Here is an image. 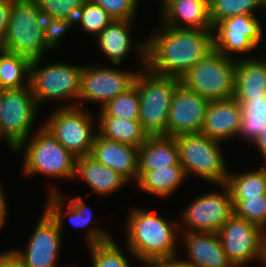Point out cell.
Segmentation results:
<instances>
[{"mask_svg":"<svg viewBox=\"0 0 266 267\" xmlns=\"http://www.w3.org/2000/svg\"><path fill=\"white\" fill-rule=\"evenodd\" d=\"M146 39V65L152 73L181 77L213 51V29H180L159 24Z\"/></svg>","mask_w":266,"mask_h":267,"instance_id":"1","label":"cell"},{"mask_svg":"<svg viewBox=\"0 0 266 267\" xmlns=\"http://www.w3.org/2000/svg\"><path fill=\"white\" fill-rule=\"evenodd\" d=\"M126 216V249L134 259L144 262L150 259L178 256L177 237L179 222L144 208H129ZM178 230V231H177ZM178 253V254H177Z\"/></svg>","mask_w":266,"mask_h":267,"instance_id":"2","label":"cell"},{"mask_svg":"<svg viewBox=\"0 0 266 267\" xmlns=\"http://www.w3.org/2000/svg\"><path fill=\"white\" fill-rule=\"evenodd\" d=\"M37 130L14 150V153L24 152V174L30 177L46 175L57 180L67 178L73 181L77 158L66 150L43 124Z\"/></svg>","mask_w":266,"mask_h":267,"instance_id":"3","label":"cell"},{"mask_svg":"<svg viewBox=\"0 0 266 267\" xmlns=\"http://www.w3.org/2000/svg\"><path fill=\"white\" fill-rule=\"evenodd\" d=\"M179 78L162 76L141 68L134 80L139 95V122L149 136H167L171 98Z\"/></svg>","mask_w":266,"mask_h":267,"instance_id":"4","label":"cell"},{"mask_svg":"<svg viewBox=\"0 0 266 267\" xmlns=\"http://www.w3.org/2000/svg\"><path fill=\"white\" fill-rule=\"evenodd\" d=\"M43 14L34 0H14L8 27L1 45L4 51L25 56L31 61L41 59L46 50Z\"/></svg>","mask_w":266,"mask_h":267,"instance_id":"5","label":"cell"},{"mask_svg":"<svg viewBox=\"0 0 266 267\" xmlns=\"http://www.w3.org/2000/svg\"><path fill=\"white\" fill-rule=\"evenodd\" d=\"M175 141L179 151V163L186 178L196 175L208 183L225 184L229 169L224 157L226 154L222 151V142L201 133L180 134L175 136Z\"/></svg>","mask_w":266,"mask_h":267,"instance_id":"6","label":"cell"},{"mask_svg":"<svg viewBox=\"0 0 266 267\" xmlns=\"http://www.w3.org/2000/svg\"><path fill=\"white\" fill-rule=\"evenodd\" d=\"M41 60H32L30 64V87L38 107L45 101L58 102L59 99L67 101L59 107H78L83 65L55 61L42 67Z\"/></svg>","mask_w":266,"mask_h":267,"instance_id":"7","label":"cell"},{"mask_svg":"<svg viewBox=\"0 0 266 267\" xmlns=\"http://www.w3.org/2000/svg\"><path fill=\"white\" fill-rule=\"evenodd\" d=\"M236 60L213 50L180 79L185 87L208 100L234 97Z\"/></svg>","mask_w":266,"mask_h":267,"instance_id":"8","label":"cell"},{"mask_svg":"<svg viewBox=\"0 0 266 267\" xmlns=\"http://www.w3.org/2000/svg\"><path fill=\"white\" fill-rule=\"evenodd\" d=\"M58 106L42 124L76 158L89 156L97 134L91 111H86L84 107ZM95 129L96 132L93 131Z\"/></svg>","mask_w":266,"mask_h":267,"instance_id":"9","label":"cell"},{"mask_svg":"<svg viewBox=\"0 0 266 267\" xmlns=\"http://www.w3.org/2000/svg\"><path fill=\"white\" fill-rule=\"evenodd\" d=\"M39 109L30 86L1 90L0 141L12 152L31 136Z\"/></svg>","mask_w":266,"mask_h":267,"instance_id":"10","label":"cell"},{"mask_svg":"<svg viewBox=\"0 0 266 267\" xmlns=\"http://www.w3.org/2000/svg\"><path fill=\"white\" fill-rule=\"evenodd\" d=\"M217 234L225 254L235 267H244L256 259L265 266L266 232L259 226L233 214Z\"/></svg>","mask_w":266,"mask_h":267,"instance_id":"11","label":"cell"},{"mask_svg":"<svg viewBox=\"0 0 266 267\" xmlns=\"http://www.w3.org/2000/svg\"><path fill=\"white\" fill-rule=\"evenodd\" d=\"M258 18L253 15L240 14L215 23L213 25V50L235 60L240 58L235 57L239 54H243L244 58V54H251L263 44L265 35L263 24Z\"/></svg>","mask_w":266,"mask_h":267,"instance_id":"12","label":"cell"},{"mask_svg":"<svg viewBox=\"0 0 266 267\" xmlns=\"http://www.w3.org/2000/svg\"><path fill=\"white\" fill-rule=\"evenodd\" d=\"M216 186H220L221 190L195 197L186 208L182 209L180 221L178 220L181 222L180 232L217 233L234 214V205L228 188L224 184Z\"/></svg>","mask_w":266,"mask_h":267,"instance_id":"13","label":"cell"},{"mask_svg":"<svg viewBox=\"0 0 266 267\" xmlns=\"http://www.w3.org/2000/svg\"><path fill=\"white\" fill-rule=\"evenodd\" d=\"M138 71L122 70L117 66L83 65L80 77L78 107L81 102L99 103L101 109L111 99L125 93L134 85ZM81 101V102H79Z\"/></svg>","mask_w":266,"mask_h":267,"instance_id":"14","label":"cell"},{"mask_svg":"<svg viewBox=\"0 0 266 267\" xmlns=\"http://www.w3.org/2000/svg\"><path fill=\"white\" fill-rule=\"evenodd\" d=\"M28 240L26 251L12 248L24 267H58L62 233L57 222L44 209Z\"/></svg>","mask_w":266,"mask_h":267,"instance_id":"15","label":"cell"},{"mask_svg":"<svg viewBox=\"0 0 266 267\" xmlns=\"http://www.w3.org/2000/svg\"><path fill=\"white\" fill-rule=\"evenodd\" d=\"M210 100L179 83L171 98L167 136L200 133Z\"/></svg>","mask_w":266,"mask_h":267,"instance_id":"16","label":"cell"},{"mask_svg":"<svg viewBox=\"0 0 266 267\" xmlns=\"http://www.w3.org/2000/svg\"><path fill=\"white\" fill-rule=\"evenodd\" d=\"M133 20H113L94 39L101 53L110 60L113 65H121L123 60L133 52H137L135 58H139V65H146V39L133 43L130 26ZM135 48V49H134ZM130 52V53H129ZM139 53V54H138Z\"/></svg>","mask_w":266,"mask_h":267,"instance_id":"17","label":"cell"},{"mask_svg":"<svg viewBox=\"0 0 266 267\" xmlns=\"http://www.w3.org/2000/svg\"><path fill=\"white\" fill-rule=\"evenodd\" d=\"M241 121L242 106L234 97L210 100L200 133L223 143L238 138Z\"/></svg>","mask_w":266,"mask_h":267,"instance_id":"18","label":"cell"},{"mask_svg":"<svg viewBox=\"0 0 266 267\" xmlns=\"http://www.w3.org/2000/svg\"><path fill=\"white\" fill-rule=\"evenodd\" d=\"M162 25L180 29H213L209 0H160Z\"/></svg>","mask_w":266,"mask_h":267,"instance_id":"19","label":"cell"},{"mask_svg":"<svg viewBox=\"0 0 266 267\" xmlns=\"http://www.w3.org/2000/svg\"><path fill=\"white\" fill-rule=\"evenodd\" d=\"M95 161L120 173L129 182L138 180V148L95 136L90 155Z\"/></svg>","mask_w":266,"mask_h":267,"instance_id":"20","label":"cell"},{"mask_svg":"<svg viewBox=\"0 0 266 267\" xmlns=\"http://www.w3.org/2000/svg\"><path fill=\"white\" fill-rule=\"evenodd\" d=\"M180 241L187 249L189 259H183L189 267H235L223 250L217 233L180 232Z\"/></svg>","mask_w":266,"mask_h":267,"instance_id":"21","label":"cell"},{"mask_svg":"<svg viewBox=\"0 0 266 267\" xmlns=\"http://www.w3.org/2000/svg\"><path fill=\"white\" fill-rule=\"evenodd\" d=\"M248 57L236 59L234 98L241 106L266 96V66L260 57Z\"/></svg>","mask_w":266,"mask_h":267,"instance_id":"22","label":"cell"},{"mask_svg":"<svg viewBox=\"0 0 266 267\" xmlns=\"http://www.w3.org/2000/svg\"><path fill=\"white\" fill-rule=\"evenodd\" d=\"M78 178H81L92 192L103 197L109 196L130 183L120 173L98 163L91 156L77 158L74 179Z\"/></svg>","mask_w":266,"mask_h":267,"instance_id":"23","label":"cell"},{"mask_svg":"<svg viewBox=\"0 0 266 267\" xmlns=\"http://www.w3.org/2000/svg\"><path fill=\"white\" fill-rule=\"evenodd\" d=\"M172 165H181L175 137L149 136L138 148V179L147 171Z\"/></svg>","mask_w":266,"mask_h":267,"instance_id":"24","label":"cell"},{"mask_svg":"<svg viewBox=\"0 0 266 267\" xmlns=\"http://www.w3.org/2000/svg\"><path fill=\"white\" fill-rule=\"evenodd\" d=\"M58 186L52 185L48 191L45 210L50 214V216L57 222L61 233L63 230L64 217L68 216V220L74 227L77 228H85L92 223L93 215L92 210L89 207V204L83 200L81 196H76L74 198H70L68 202L65 203L62 196V192L60 193ZM65 203V204H64ZM65 205V206H64ZM67 210H66V209ZM68 214V215H67Z\"/></svg>","mask_w":266,"mask_h":267,"instance_id":"25","label":"cell"},{"mask_svg":"<svg viewBox=\"0 0 266 267\" xmlns=\"http://www.w3.org/2000/svg\"><path fill=\"white\" fill-rule=\"evenodd\" d=\"M86 232L85 240L90 249L92 267H131L128 257L126 258L120 246L107 231L93 226Z\"/></svg>","mask_w":266,"mask_h":267,"instance_id":"26","label":"cell"},{"mask_svg":"<svg viewBox=\"0 0 266 267\" xmlns=\"http://www.w3.org/2000/svg\"><path fill=\"white\" fill-rule=\"evenodd\" d=\"M184 180L186 176L183 167L172 165L145 172L135 184L137 183L136 186L138 185L143 192L164 199L170 197Z\"/></svg>","mask_w":266,"mask_h":267,"instance_id":"27","label":"cell"},{"mask_svg":"<svg viewBox=\"0 0 266 267\" xmlns=\"http://www.w3.org/2000/svg\"><path fill=\"white\" fill-rule=\"evenodd\" d=\"M97 133L105 139L139 148L149 137L139 120L117 117H99Z\"/></svg>","mask_w":266,"mask_h":267,"instance_id":"28","label":"cell"},{"mask_svg":"<svg viewBox=\"0 0 266 267\" xmlns=\"http://www.w3.org/2000/svg\"><path fill=\"white\" fill-rule=\"evenodd\" d=\"M224 185L229 190L231 200L266 194V165L241 173L229 171Z\"/></svg>","mask_w":266,"mask_h":267,"instance_id":"29","label":"cell"},{"mask_svg":"<svg viewBox=\"0 0 266 267\" xmlns=\"http://www.w3.org/2000/svg\"><path fill=\"white\" fill-rule=\"evenodd\" d=\"M31 62L25 56L3 50L0 53V89H20L30 86Z\"/></svg>","mask_w":266,"mask_h":267,"instance_id":"30","label":"cell"},{"mask_svg":"<svg viewBox=\"0 0 266 267\" xmlns=\"http://www.w3.org/2000/svg\"><path fill=\"white\" fill-rule=\"evenodd\" d=\"M265 126L266 96L248 100L242 106V121L238 138L248 142V144H252Z\"/></svg>","mask_w":266,"mask_h":267,"instance_id":"31","label":"cell"},{"mask_svg":"<svg viewBox=\"0 0 266 267\" xmlns=\"http://www.w3.org/2000/svg\"><path fill=\"white\" fill-rule=\"evenodd\" d=\"M262 7L266 8V0H209V17L214 25L240 14L256 16V11Z\"/></svg>","mask_w":266,"mask_h":267,"instance_id":"32","label":"cell"},{"mask_svg":"<svg viewBox=\"0 0 266 267\" xmlns=\"http://www.w3.org/2000/svg\"><path fill=\"white\" fill-rule=\"evenodd\" d=\"M98 117H117L130 120L139 119V95L135 85L105 104Z\"/></svg>","mask_w":266,"mask_h":267,"instance_id":"33","label":"cell"},{"mask_svg":"<svg viewBox=\"0 0 266 267\" xmlns=\"http://www.w3.org/2000/svg\"><path fill=\"white\" fill-rule=\"evenodd\" d=\"M113 20L102 7L87 0L79 10L75 25H80L94 39Z\"/></svg>","mask_w":266,"mask_h":267,"instance_id":"34","label":"cell"},{"mask_svg":"<svg viewBox=\"0 0 266 267\" xmlns=\"http://www.w3.org/2000/svg\"><path fill=\"white\" fill-rule=\"evenodd\" d=\"M234 214L250 223L256 224L266 232V194L232 200Z\"/></svg>","mask_w":266,"mask_h":267,"instance_id":"35","label":"cell"},{"mask_svg":"<svg viewBox=\"0 0 266 267\" xmlns=\"http://www.w3.org/2000/svg\"><path fill=\"white\" fill-rule=\"evenodd\" d=\"M43 16L76 22L80 8L87 0H34Z\"/></svg>","mask_w":266,"mask_h":267,"instance_id":"36","label":"cell"},{"mask_svg":"<svg viewBox=\"0 0 266 267\" xmlns=\"http://www.w3.org/2000/svg\"><path fill=\"white\" fill-rule=\"evenodd\" d=\"M102 7L114 20H134L141 0H90ZM136 13V14H135Z\"/></svg>","mask_w":266,"mask_h":267,"instance_id":"37","label":"cell"},{"mask_svg":"<svg viewBox=\"0 0 266 267\" xmlns=\"http://www.w3.org/2000/svg\"><path fill=\"white\" fill-rule=\"evenodd\" d=\"M43 19L45 43L50 50H54L53 48L59 46L60 41L66 36L67 32H70V29L75 25V22L49 16H43Z\"/></svg>","mask_w":266,"mask_h":267,"instance_id":"38","label":"cell"},{"mask_svg":"<svg viewBox=\"0 0 266 267\" xmlns=\"http://www.w3.org/2000/svg\"><path fill=\"white\" fill-rule=\"evenodd\" d=\"M146 267H189L180 255L170 258L150 259L142 262Z\"/></svg>","mask_w":266,"mask_h":267,"instance_id":"39","label":"cell"},{"mask_svg":"<svg viewBox=\"0 0 266 267\" xmlns=\"http://www.w3.org/2000/svg\"><path fill=\"white\" fill-rule=\"evenodd\" d=\"M13 1L14 0H0V43H2L7 32L9 15Z\"/></svg>","mask_w":266,"mask_h":267,"instance_id":"40","label":"cell"},{"mask_svg":"<svg viewBox=\"0 0 266 267\" xmlns=\"http://www.w3.org/2000/svg\"><path fill=\"white\" fill-rule=\"evenodd\" d=\"M0 267H24L23 261L11 248L0 254Z\"/></svg>","mask_w":266,"mask_h":267,"instance_id":"41","label":"cell"},{"mask_svg":"<svg viewBox=\"0 0 266 267\" xmlns=\"http://www.w3.org/2000/svg\"><path fill=\"white\" fill-rule=\"evenodd\" d=\"M252 145L257 146L259 153L263 156L264 164L266 165V126L262 129L260 135L254 140Z\"/></svg>","mask_w":266,"mask_h":267,"instance_id":"42","label":"cell"},{"mask_svg":"<svg viewBox=\"0 0 266 267\" xmlns=\"http://www.w3.org/2000/svg\"><path fill=\"white\" fill-rule=\"evenodd\" d=\"M3 187L0 189V231L5 225V220L7 217V202H6V196L5 191H3ZM4 253L3 251L0 253Z\"/></svg>","mask_w":266,"mask_h":267,"instance_id":"43","label":"cell"},{"mask_svg":"<svg viewBox=\"0 0 266 267\" xmlns=\"http://www.w3.org/2000/svg\"><path fill=\"white\" fill-rule=\"evenodd\" d=\"M261 58V60L263 61V63L265 64V66H266V58H262V57H260Z\"/></svg>","mask_w":266,"mask_h":267,"instance_id":"44","label":"cell"},{"mask_svg":"<svg viewBox=\"0 0 266 267\" xmlns=\"http://www.w3.org/2000/svg\"><path fill=\"white\" fill-rule=\"evenodd\" d=\"M3 51V47H2V45H1V43H0V53Z\"/></svg>","mask_w":266,"mask_h":267,"instance_id":"45","label":"cell"}]
</instances>
